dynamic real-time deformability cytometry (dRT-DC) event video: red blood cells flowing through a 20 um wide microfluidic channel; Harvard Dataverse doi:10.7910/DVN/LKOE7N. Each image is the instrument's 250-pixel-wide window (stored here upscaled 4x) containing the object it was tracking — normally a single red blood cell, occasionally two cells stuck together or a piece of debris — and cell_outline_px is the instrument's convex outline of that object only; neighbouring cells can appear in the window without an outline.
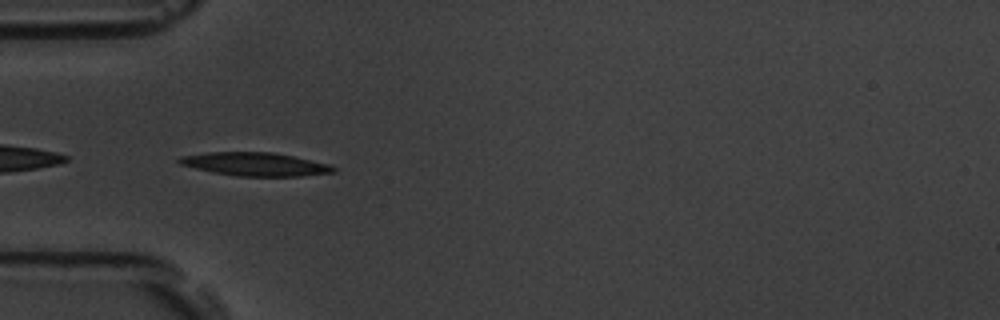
{"species": "common noctule bat (a hibernating species)", "species_latin": "Nyctalus noctula", "temperature_condition": "room temperature", "stored_images_in_passage": 40, "camera_frame_rate_fps": 3000, "um_per_image_px": 0.085, "animal": {"sex": "male", "body_mass_g": 19.5, "forearm_length_mm": 54.6}, "frame": {"image": 1, "passage_image": 1, "time_ms": 0.0, "image_size_px": [1000, 320], "cell_outline_px": [[336, 172], [300, 176], [236, 176], [212, 172], [180, 164], [176, 160], [180, 156], [208, 152], [272, 152], [292, 156], [328, 164], [336, 168]], "centroid_in_image_um": [21.66, 13.95], "position_along_channel_um": 63.3, "area_um2": 20.87}}
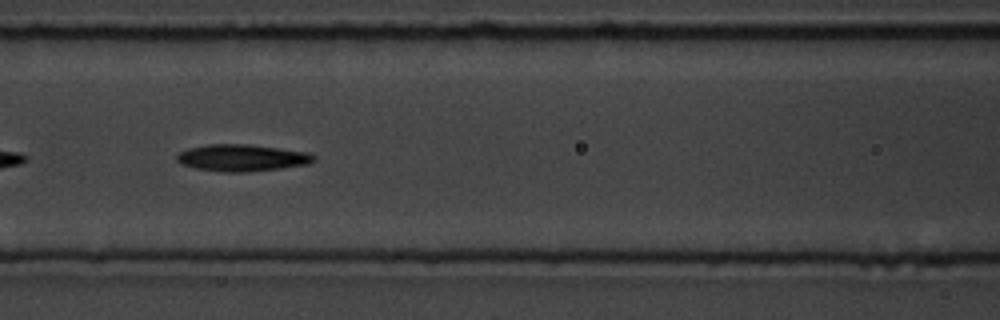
{"frame": {"image": 2, "passage_image": 8, "time_ms": 2.333, "image_size_px": [1000, 320], "cell_outline_px": [[316, 160], [308, 164], [280, 168], [248, 172], [224, 172], [196, 168], [180, 164], [176, 160], [176, 156], [180, 152], [188, 148], [208, 144], [248, 144], [308, 152], [316, 156]], "centroid_in_image_um": [20.56, 13.41], "position_along_channel_um": 146.0, "area_um2": 21.44}}
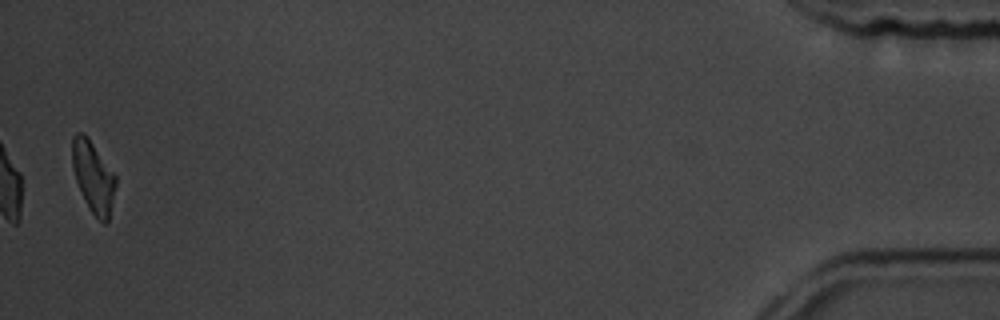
{"frame": {"image": 3, "passage_image": 39, "time_ms": 12.667, "image_size_px": [1000, 320], "cell_outline_px": [[116, 184], [108, 220], [104, 224], [88, 208], [76, 180], [72, 168], [72, 136], [76, 132], [84, 132], [88, 136], [116, 176]], "centroid_in_image_um": [7.91, 14.97], "position_along_channel_um": 427.3, "area_um2": 17.98}, "authors_computed_cell_mechanics": {"area_um2": 20.5768, "velocity_mm_per_s": 3.603, "shape_relaxation_time_tau1_ms": 4.2783, "shape_relaxation_time_tau2_ms": null, "deformation_change_tau1": 0.1531, "deformation_change_tau2": null}}